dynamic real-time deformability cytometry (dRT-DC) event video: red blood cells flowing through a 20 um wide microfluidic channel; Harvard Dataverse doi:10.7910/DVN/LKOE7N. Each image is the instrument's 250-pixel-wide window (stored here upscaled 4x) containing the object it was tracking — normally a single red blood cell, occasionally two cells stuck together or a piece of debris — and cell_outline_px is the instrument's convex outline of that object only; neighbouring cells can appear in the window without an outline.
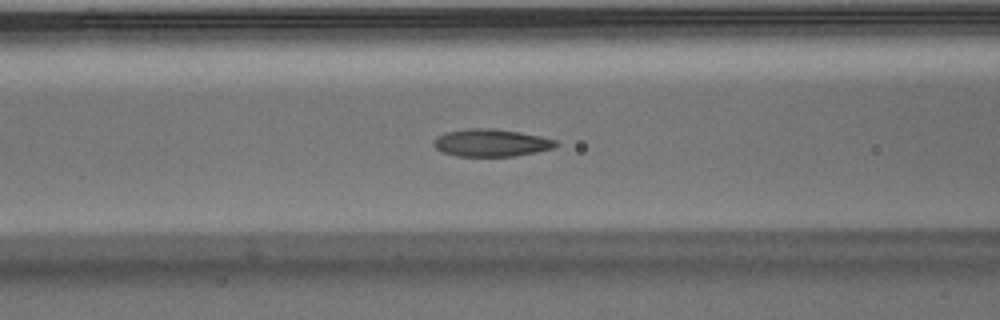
{"species": "Egyptian fruit bat (a non-hibernating species)", "species_latin": "Rousettus aegyptiacus", "temperature_condition": "warm", "stored_images_in_passage": 50, "camera_frame_rate_fps": 3000, "um_per_image_px": 0.085, "animal": {"sex": "male"}, "frame": {"image": 1, "passage_image": 18, "time_ms": 5.667, "image_size_px": [1000, 320], "cell_outline_px": [[560, 144], [552, 148], [536, 152], [516, 156], [456, 156], [440, 152], [432, 144], [432, 140], [436, 136], [444, 132], [468, 128], [496, 128], [520, 132], [540, 136], [556, 140]], "centroid_in_image_um": [41.7, 12.13], "position_along_channel_um": 124.9, "area_um2": 19.88}}
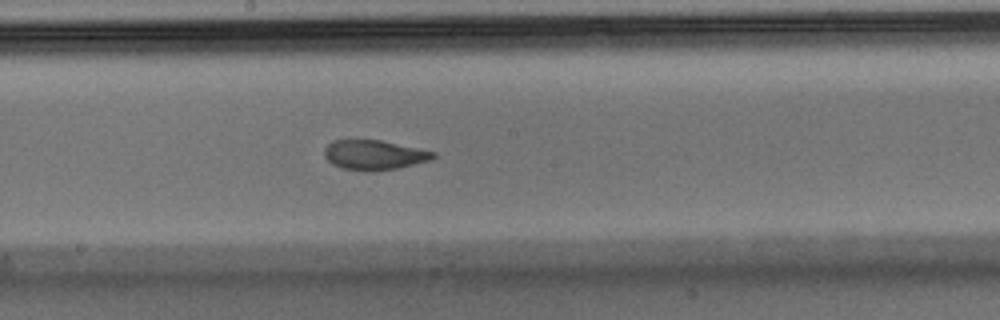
{"frame": {"image": 2, "passage_image": 25, "time_ms": 8.0, "image_size_px": [1000, 320], "cell_outline_px": [[436, 156], [432, 160], [396, 168], [372, 172], [364, 172], [344, 168], [332, 164], [324, 156], [324, 148], [332, 140], [348, 136], [380, 140], [436, 152]], "centroid_in_image_um": [31.73, 13.13], "position_along_channel_um": 216.5, "area_um2": 19.59}}
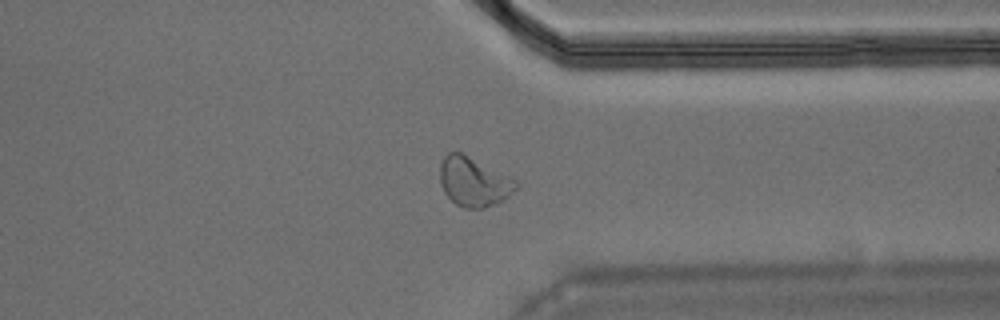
{"frame": {"image": 3, "passage_image": 37, "time_ms": 12.0, "image_size_px": [1000, 320], "cell_outline_px": [[520, 184], [508, 196], [484, 208], [464, 208], [456, 204], [444, 192], [440, 184], [440, 164], [444, 156], [448, 152], [460, 152], [516, 180]], "centroid_in_image_um": [40.23, 15.45], "position_along_channel_um": 371.2, "area_um2": 21.39}, "authors_computed_cell_mechanics": {"area_um2": 19.8543, "velocity_mm_per_s": 3.918, "shape_relaxation_time_tau1_ms": 5.271, "shape_relaxation_time_tau2_ms": 1.1486, "deformation_change_tau1": 0.203, "deformation_change_tau2": 0.0785}}